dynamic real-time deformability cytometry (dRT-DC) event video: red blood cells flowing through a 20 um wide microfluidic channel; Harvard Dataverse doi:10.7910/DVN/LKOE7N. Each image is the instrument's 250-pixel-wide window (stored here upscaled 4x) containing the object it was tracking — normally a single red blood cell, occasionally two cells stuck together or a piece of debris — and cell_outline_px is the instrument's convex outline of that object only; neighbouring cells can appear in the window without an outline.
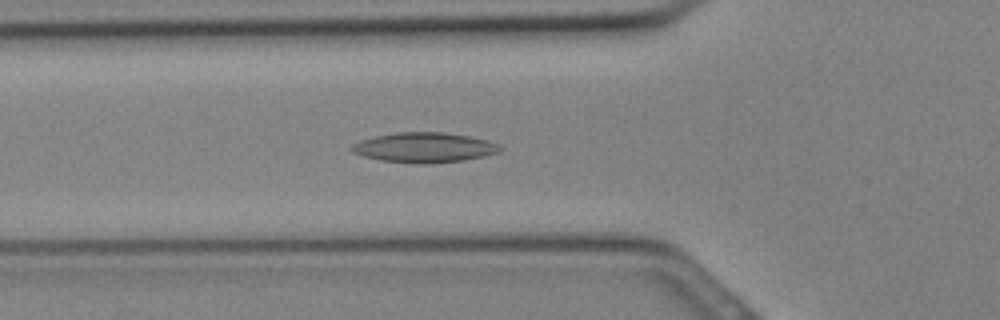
{"species": "Egyptian fruit bat (a non-hibernating species)", "species_latin": "Rousettus aegyptiacus", "temperature_condition": "cold", "stored_images_in_passage": 20, "camera_frame_rate_fps": 3000, "um_per_image_px": 0.085, "animal": {"sex": "female"}, "frame": {"image": 1, "passage_image": 8, "time_ms": 2.333, "image_size_px": [1000, 320], "cell_outline_px": [[504, 148], [500, 152], [484, 156], [464, 160], [424, 164], [420, 164], [380, 160], [364, 156], [352, 152], [348, 148], [352, 144], [360, 140], [376, 136], [396, 132], [440, 132], [468, 136], [488, 140], [500, 144]], "centroid_in_image_um": [36.07, 12.54], "position_along_channel_um": 89.7, "area_um2": 26.01}}
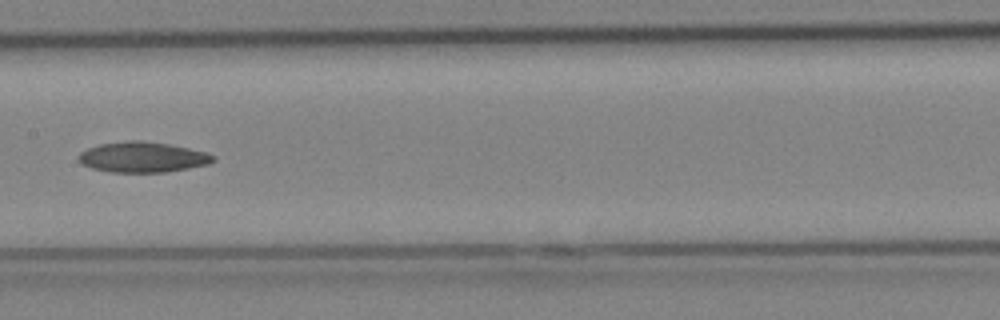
{"frame": {"image": 2, "passage_image": 13, "time_ms": 4.0, "image_size_px": [1000, 320], "cell_outline_px": [[216, 160], [208, 164], [188, 168], [164, 172], [112, 172], [92, 168], [80, 164], [76, 160], [76, 156], [80, 152], [88, 148], [100, 144], [128, 140], [140, 140], [168, 144], [188, 148], [204, 152], [216, 156]], "centroid_in_image_um": [12.07, 13.35], "position_along_channel_um": 195.3, "area_um2": 23.93}}
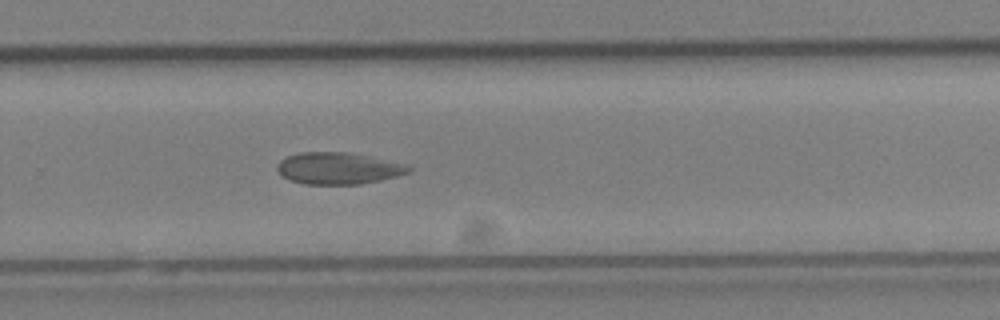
{"frame": {"image": 3, "passage_image": 18, "time_ms": 5.667, "image_size_px": [1000, 320], "cell_outline_px": [[412, 168], [408, 172], [396, 176], [380, 180], [360, 184], [304, 184], [288, 180], [276, 168], [276, 164], [280, 160], [288, 156], [300, 152], [348, 152], [408, 164]], "centroid_in_image_um": [28.74, 14.3], "position_along_channel_um": 301.1, "area_um2": 24.28}}